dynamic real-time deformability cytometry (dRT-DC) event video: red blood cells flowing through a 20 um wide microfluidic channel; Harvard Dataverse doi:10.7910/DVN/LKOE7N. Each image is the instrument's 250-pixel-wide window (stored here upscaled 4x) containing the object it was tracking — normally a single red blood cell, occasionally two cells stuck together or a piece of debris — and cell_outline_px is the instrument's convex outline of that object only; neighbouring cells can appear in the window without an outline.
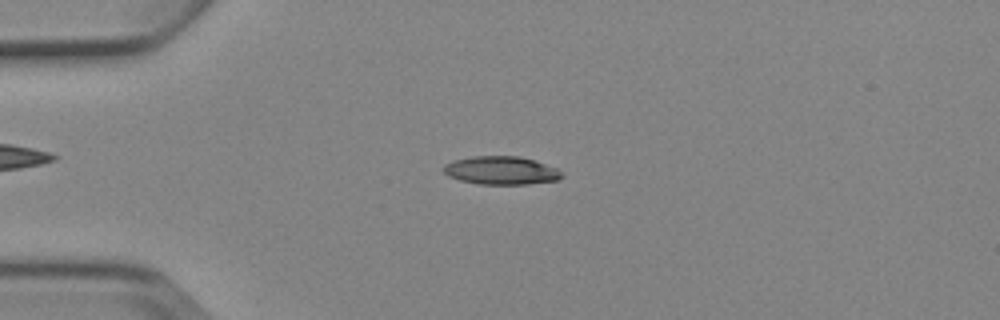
{"species": "Egyptian fruit bat (a non-hibernating species)", "species_latin": "Rousettus aegyptiacus", "temperature_condition": "cold", "stored_images_in_passage": 4, "camera_frame_rate_fps": 3000, "um_per_image_px": 0.085, "animal": {"sex": "female"}, "frame": {"image": 1, "passage_image": 3, "time_ms": 3.333, "image_size_px": [1000, 320], "cell_outline_px": [[564, 176], [556, 180], [528, 184], [480, 184], [460, 180], [448, 176], [440, 168], [444, 164], [456, 160], [472, 156], [520, 156], [556, 168]], "centroid_in_image_um": [42.55, 14.49], "position_along_channel_um": 42.5, "area_um2": 19.31}}